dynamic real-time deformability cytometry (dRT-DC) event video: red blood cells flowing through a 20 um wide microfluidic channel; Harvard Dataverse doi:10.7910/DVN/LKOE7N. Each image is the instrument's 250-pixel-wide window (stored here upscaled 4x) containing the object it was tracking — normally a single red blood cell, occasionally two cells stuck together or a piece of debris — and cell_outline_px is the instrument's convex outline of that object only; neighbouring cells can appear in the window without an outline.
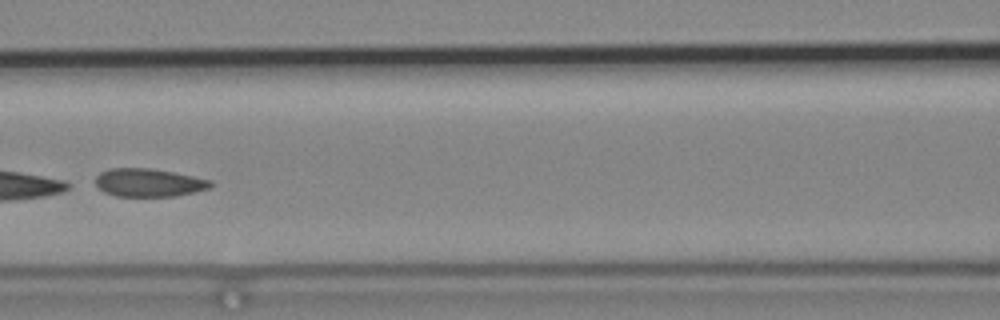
{"species": "common noctule bat (a hibernating species)", "species_latin": "Nyctalus noctula", "temperature_condition": "cold", "stored_images_in_passage": 14, "camera_frame_rate_fps": 3000, "um_per_image_px": 0.085, "animal": {"sex": "male", "body_mass_g": 19.2, "forearm_length_mm": 51.8}, "frame": {"image": 1, "passage_image": 7, "time_ms": 2.0, "image_size_px": [1000, 320], "cell_outline_px": [[212, 184], [208, 188], [176, 196], [116, 196], [104, 192], [96, 184], [96, 176], [100, 172], [108, 168], [152, 168], [212, 180]], "centroid_in_image_um": [12.61, 15.51], "position_along_channel_um": 154.0, "area_um2": 18.73}}
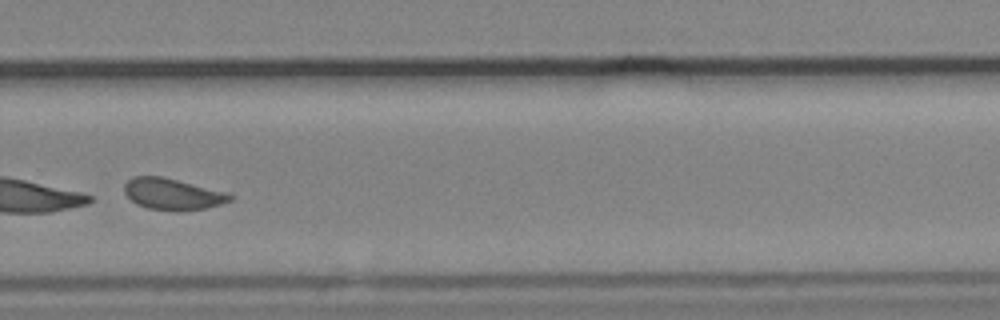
{"frame": {"image": 2, "passage_image": 11, "time_ms": 3.333, "image_size_px": [1000, 320], "cell_outline_px": [[236, 196], [232, 200], [208, 208], [148, 208], [136, 204], [124, 192], [124, 184], [132, 176], [160, 176], [224, 192]], "centroid_in_image_um": [14.63, 16.46], "position_along_channel_um": 315.2, "area_um2": 18.38}}
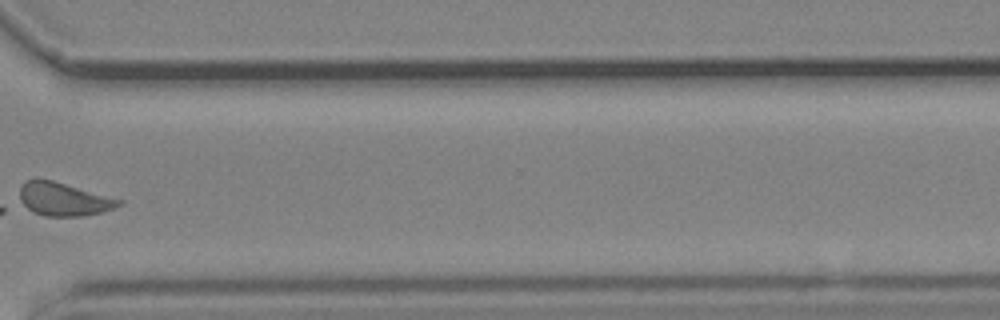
{"frame": {"image": 3, "passage_image": 12, "time_ms": 3.667, "image_size_px": [1000, 320], "cell_outline_px": [[124, 204], [100, 212], [80, 216], [44, 216], [32, 212], [20, 204], [20, 184], [24, 180], [36, 176], [52, 180], [124, 200]], "centroid_in_image_um": [5.33, 16.9], "position_along_channel_um": 365.3, "area_um2": 19.65}}